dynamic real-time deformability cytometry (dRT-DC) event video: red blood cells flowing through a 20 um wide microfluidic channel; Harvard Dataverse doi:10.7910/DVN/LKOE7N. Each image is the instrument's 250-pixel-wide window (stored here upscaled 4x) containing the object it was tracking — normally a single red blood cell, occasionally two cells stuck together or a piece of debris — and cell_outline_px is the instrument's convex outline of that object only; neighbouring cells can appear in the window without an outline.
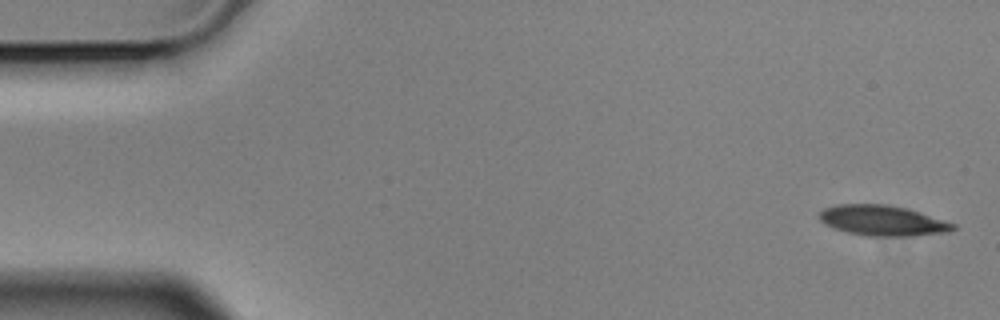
{"species": "Egyptian fruit bat (a non-hibernating species)", "species_latin": "Rousettus aegyptiacus", "temperature_condition": "cold", "stored_images_in_passage": 5, "camera_frame_rate_fps": 3000, "um_per_image_px": 0.085, "animal": {"sex": "male"}, "frame": {"image": 1, "passage_image": 1, "time_ms": 0.0, "image_size_px": [1000, 320], "cell_outline_px": [[956, 228], [948, 232], [908, 236], [868, 236], [848, 232], [824, 224], [820, 220], [820, 212], [824, 208], [836, 204], [888, 204], [908, 208], [956, 224]], "centroid_in_image_um": [75.03, 18.74], "position_along_channel_um": 10.0, "area_um2": 23.64}}
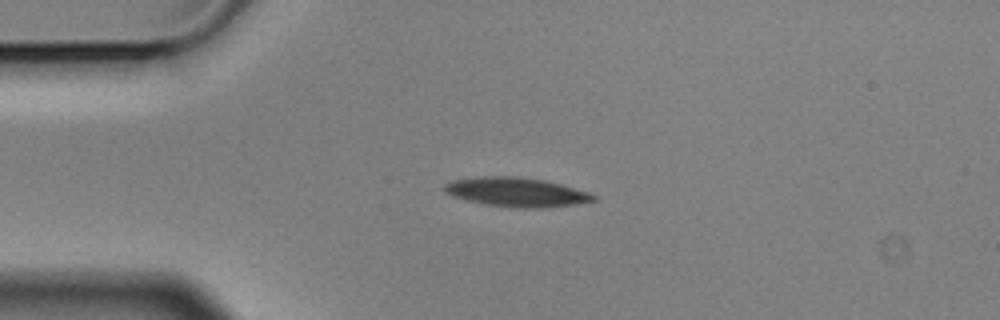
{"frame": {"image": 2, "passage_image": 4, "time_ms": 1.0, "image_size_px": [1000, 320], "cell_outline_px": [[596, 200], [576, 204], [540, 208], [516, 208], [484, 204], [452, 196], [444, 192], [444, 184], [452, 180], [480, 176], [520, 176], [544, 180], [560, 184], [588, 192], [596, 196]], "centroid_in_image_um": [43.87, 16.32], "position_along_channel_um": 41.1, "area_um2": 25.37}}